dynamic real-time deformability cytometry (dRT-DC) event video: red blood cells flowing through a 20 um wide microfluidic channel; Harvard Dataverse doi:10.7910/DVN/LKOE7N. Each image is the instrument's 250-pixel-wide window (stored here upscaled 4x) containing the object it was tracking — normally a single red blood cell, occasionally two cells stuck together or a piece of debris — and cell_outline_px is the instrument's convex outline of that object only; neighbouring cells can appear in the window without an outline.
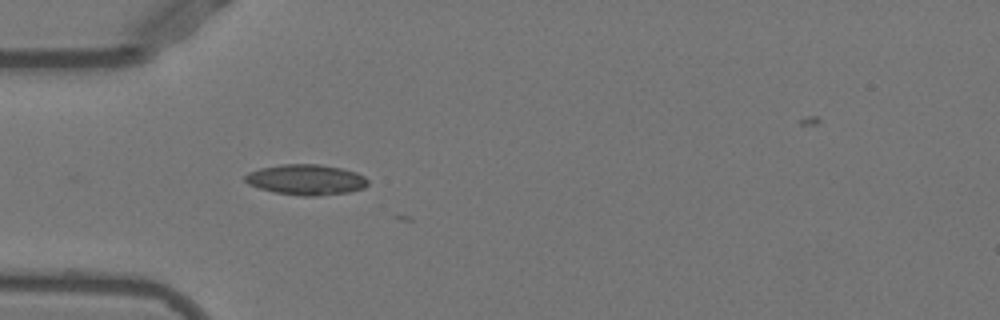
{"species": "Egyptian fruit bat (a non-hibernating species)", "species_latin": "Rousettus aegyptiacus", "temperature_condition": "warm", "stored_images_in_passage": 2, "camera_frame_rate_fps": 3000, "um_per_image_px": 0.085, "animal": {"sex": "female"}, "frame": {"image": 1, "passage_image": 1, "time_ms": 0.0, "image_size_px": [1000, 320], "cell_outline_px": [[368, 184], [364, 188], [348, 192], [316, 196], [300, 196], [276, 192], [260, 188], [248, 184], [244, 180], [244, 176], [248, 172], [260, 168], [284, 164], [320, 164], [340, 168], [356, 172], [364, 176], [368, 180]], "centroid_in_image_um": [26.02, 15.27], "position_along_channel_um": 59.0, "area_um2": 21.79}}